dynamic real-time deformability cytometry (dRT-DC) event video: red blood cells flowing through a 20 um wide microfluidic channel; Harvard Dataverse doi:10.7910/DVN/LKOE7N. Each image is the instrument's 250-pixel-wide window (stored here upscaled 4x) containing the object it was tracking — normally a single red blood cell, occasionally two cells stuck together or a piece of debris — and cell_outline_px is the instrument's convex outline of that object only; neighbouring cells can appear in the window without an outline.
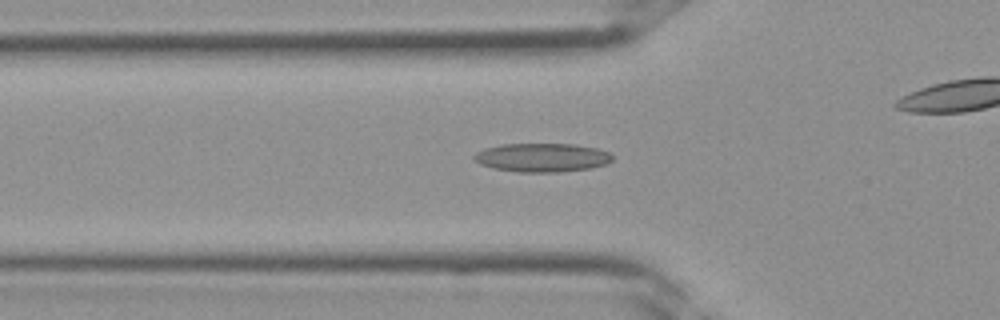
{"species": "Egyptian fruit bat (a non-hibernating species)", "species_latin": "Rousettus aegyptiacus", "temperature_condition": "room temperature", "stored_images_in_passage": 31, "camera_frame_rate_fps": 3000, "um_per_image_px": 0.085, "frame": {"image": 1, "passage_image": 6, "time_ms": 1.667, "image_size_px": [1000, 320], "cell_outline_px": [[612, 160], [608, 164], [592, 168], [560, 172], [520, 172], [492, 168], [480, 164], [472, 160], [472, 156], [476, 152], [484, 148], [500, 144], [572, 144], [596, 148], [608, 152], [612, 156]], "centroid_in_image_um": [46.04, 13.39], "position_along_channel_um": 79.8, "area_um2": 23.35}}
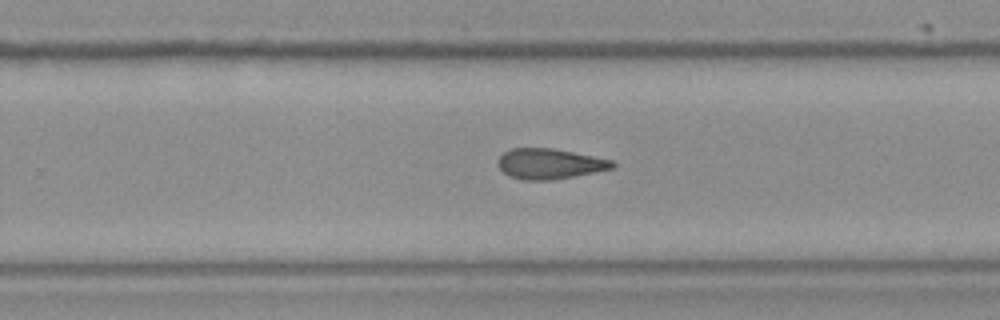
{"frame": {"image": 2, "passage_image": 17, "time_ms": 5.333, "image_size_px": [1000, 320], "cell_outline_px": [[616, 164], [612, 168], [552, 180], [524, 180], [508, 176], [496, 164], [496, 160], [504, 152], [512, 148], [552, 148], [612, 160]], "centroid_in_image_um": [46.65, 13.92], "position_along_channel_um": 283.2, "area_um2": 20.06}}
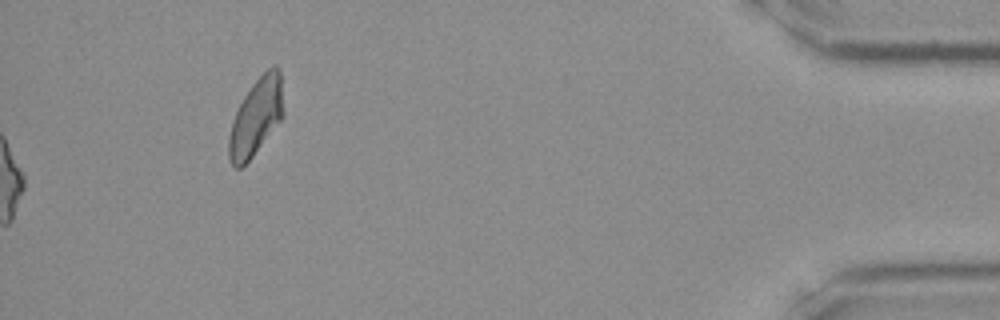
{"frame": {"image": 3, "passage_image": 31, "time_ms": 10.0, "image_size_px": [1000, 320], "cell_outline_px": [[284, 116], [252, 156], [240, 168], [236, 168], [232, 164], [228, 156], [228, 140], [232, 120], [244, 96], [252, 84], [272, 64], [276, 64], [280, 72], [284, 112]], "centroid_in_image_um": [21.77, 9.92], "position_along_channel_um": 413.4, "area_um2": 24.28}}